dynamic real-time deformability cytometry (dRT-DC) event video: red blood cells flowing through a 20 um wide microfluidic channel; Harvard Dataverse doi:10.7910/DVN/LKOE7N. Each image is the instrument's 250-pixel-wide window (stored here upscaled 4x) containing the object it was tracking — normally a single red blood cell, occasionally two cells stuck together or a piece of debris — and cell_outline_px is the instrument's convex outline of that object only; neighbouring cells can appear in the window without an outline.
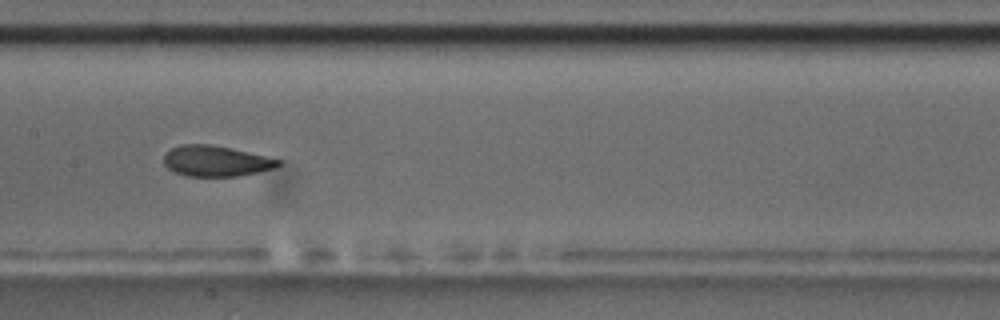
{"species": "common noctule bat (a hibernating species)", "species_latin": "Nyctalus noctula", "temperature_condition": "room temperature", "stored_images_in_passage": 14, "camera_frame_rate_fps": 3000, "um_per_image_px": 0.085, "animal": {"sex": "male", "body_mass_g": 17.5, "forearm_length_mm": 52.3}, "frame": {"image": 1, "passage_image": 7, "time_ms": 8.0, "image_size_px": [1000, 320], "cell_outline_px": [[284, 160], [280, 164], [272, 168], [256, 172], [236, 176], [184, 176], [172, 172], [164, 164], [164, 156], [172, 148], [180, 144], [208, 144], [232, 148]], "centroid_in_image_um": [18.33, 13.68], "position_along_channel_um": 189.1, "area_um2": 20.46}, "authors_computed_cell_mechanics": {"area_um2": 21.0392, "velocity_mm_per_s": 3.6084, "shape_relaxation_time_tau1_ms": 2.5174, "shape_relaxation_time_tau2_ms": 0.8114, "deformation_change_tau1": 0.1024, "deformation_change_tau2": 0.057}}